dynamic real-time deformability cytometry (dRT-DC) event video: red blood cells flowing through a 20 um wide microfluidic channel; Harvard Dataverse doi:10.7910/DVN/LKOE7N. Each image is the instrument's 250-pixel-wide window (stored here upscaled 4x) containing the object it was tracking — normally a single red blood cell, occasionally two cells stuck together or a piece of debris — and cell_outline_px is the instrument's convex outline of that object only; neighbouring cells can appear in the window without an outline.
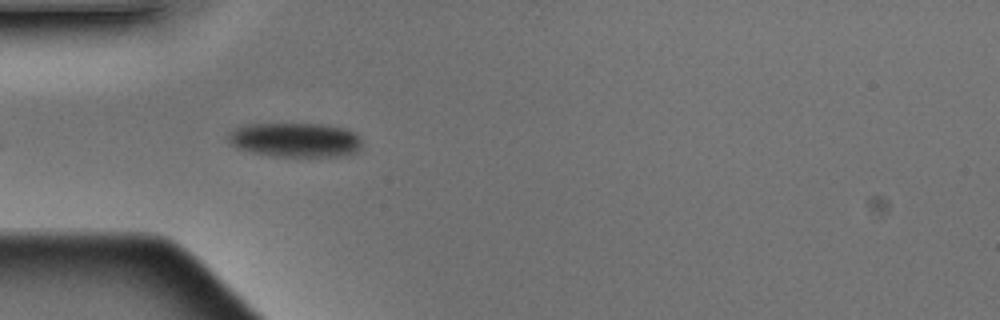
{"species": "Egyptian fruit bat (a non-hibernating species)", "species_latin": "Rousettus aegyptiacus", "temperature_condition": "warm", "stored_images_in_passage": 6, "camera_frame_rate_fps": 3000, "um_per_image_px": 0.085, "animal": {"sex": "male"}, "frame": {"image": 1, "passage_image": 1, "time_ms": 0.0, "image_size_px": [1000, 320], "cell_outline_px": [[360, 148], [356, 152], [344, 156], [276, 156], [252, 152], [240, 148], [232, 144], [228, 140], [228, 132], [236, 128], [248, 124], [324, 124], [344, 128], [356, 132], [360, 136]], "centroid_in_image_um": [25.14, 11.88], "position_along_channel_um": 59.9, "area_um2": 26.7}}
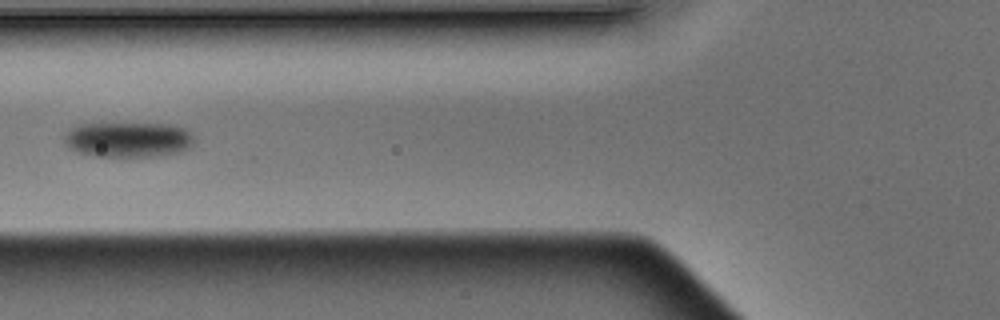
{"frame": {"image": 2, "passage_image": 2, "time_ms": 0.333, "image_size_px": [1000, 320], "cell_outline_px": [[192, 144], [188, 148], [176, 152], [152, 156], [96, 156], [80, 152], [72, 148], [64, 140], [64, 136], [76, 124], [176, 124], [184, 128], [192, 136]], "centroid_in_image_um": [10.9, 11.85], "position_along_channel_um": 114.9, "area_um2": 26.07}}
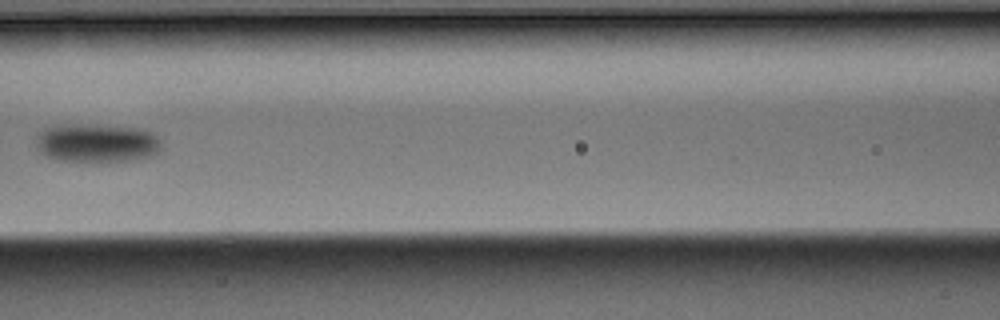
{"frame": {"image": 3, "passage_image": 3, "time_ms": 0.667, "image_size_px": [1000, 320], "cell_outline_px": [[160, 148], [152, 156], [124, 160], [60, 160], [48, 156], [40, 152], [36, 144], [36, 136], [44, 128], [132, 128], [152, 132], [160, 140]], "centroid_in_image_um": [8.25, 12.21], "position_along_channel_um": 158.4, "area_um2": 25.95}}